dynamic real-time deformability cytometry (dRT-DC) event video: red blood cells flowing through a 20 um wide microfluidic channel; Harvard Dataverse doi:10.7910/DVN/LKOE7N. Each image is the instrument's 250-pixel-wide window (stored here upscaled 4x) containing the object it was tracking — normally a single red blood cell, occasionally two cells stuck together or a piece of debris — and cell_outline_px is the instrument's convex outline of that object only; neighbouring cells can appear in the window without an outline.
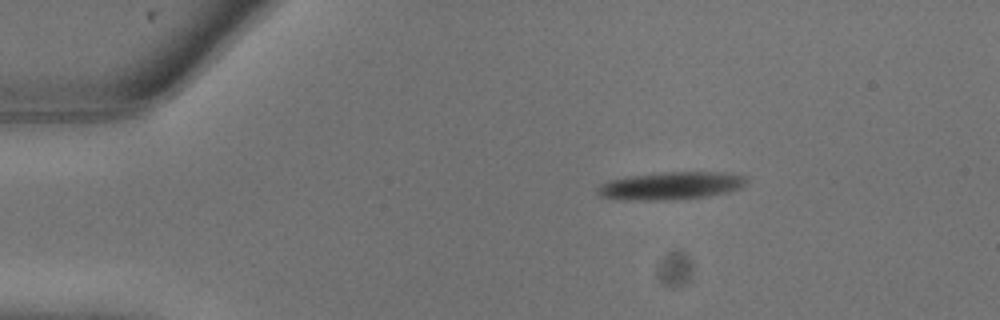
{"species": "common noctule bat (a hibernating species)", "species_latin": "Nyctalus noctula", "temperature_condition": "warm", "stored_images_in_passage": 13, "camera_frame_rate_fps": 3000, "um_per_image_px": 0.085, "animal": {"sex": "male", "body_mass_g": 13.3}, "frame": {"image": 1, "passage_image": 1, "time_ms": 0.0, "image_size_px": [1000, 320], "cell_outline_px": [[744, 184], [740, 188], [728, 192], [708, 196], [664, 200], [624, 200], [600, 196], [596, 192], [596, 188], [600, 184], [608, 180], [628, 176], [664, 172], [720, 172], [744, 176]], "centroid_in_image_um": [56.94, 15.79], "position_along_channel_um": 28.1, "area_um2": 23.93}}
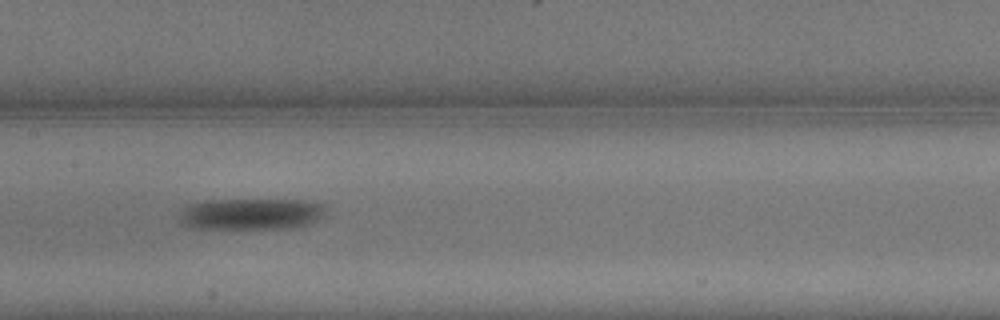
{"frame": {"image": 2, "passage_image": 9, "time_ms": 2.667, "image_size_px": [1000, 320], "cell_outline_px": [[324, 212], [312, 224], [288, 228], [192, 228], [180, 224], [180, 212], [188, 204], [208, 200], [304, 200], [324, 204]], "centroid_in_image_um": [21.31, 18.18], "position_along_channel_um": 186.1, "area_um2": 26.7}}
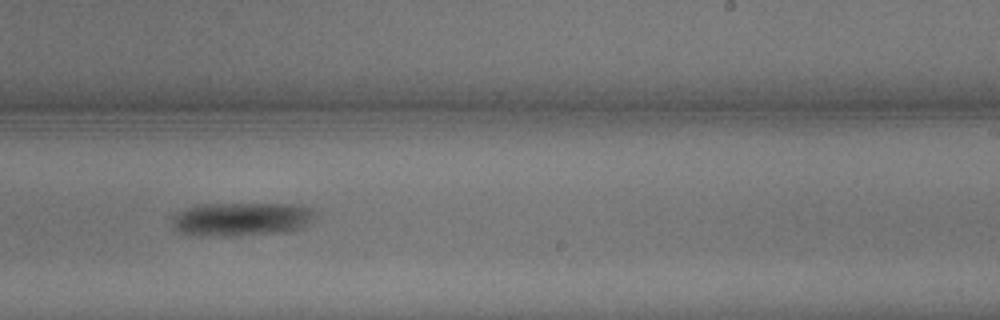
{"frame": {"image": 3, "passage_image": 12, "time_ms": 3.667, "image_size_px": [1000, 320], "cell_outline_px": [[316, 212], [308, 224], [304, 228], [284, 232], [228, 236], [196, 236], [176, 232], [172, 228], [172, 220], [180, 212], [188, 208], [200, 204], [292, 204], [312, 208]], "centroid_in_image_um": [20.52, 18.64], "position_along_channel_um": 268.5, "area_um2": 28.15}}